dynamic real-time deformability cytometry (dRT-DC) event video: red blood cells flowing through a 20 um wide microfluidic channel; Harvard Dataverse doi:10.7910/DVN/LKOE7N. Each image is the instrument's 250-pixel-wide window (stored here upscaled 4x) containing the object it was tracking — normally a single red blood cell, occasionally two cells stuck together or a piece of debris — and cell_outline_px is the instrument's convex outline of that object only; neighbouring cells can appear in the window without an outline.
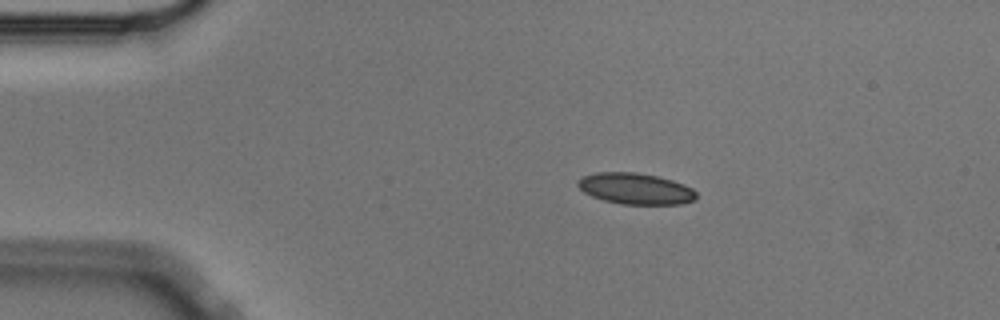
{"species": "Egyptian fruit bat (a non-hibernating species)", "species_latin": "Rousettus aegyptiacus", "temperature_condition": "cold", "stored_images_in_passage": 46, "camera_frame_rate_fps": 3000, "um_per_image_px": 0.085, "animal": {"sex": "male"}, "frame": {"image": 1, "passage_image": 1, "time_ms": 0.0, "image_size_px": [1000, 320], "cell_outline_px": [[696, 200], [680, 204], [620, 204], [604, 200], [592, 196], [584, 192], [576, 184], [576, 180], [580, 176], [596, 172], [636, 172], [656, 176], [672, 180], [684, 184], [692, 188], [696, 192]], "centroid_in_image_um": [53.99, 16.03], "position_along_channel_um": 31.0, "area_um2": 21.68}}
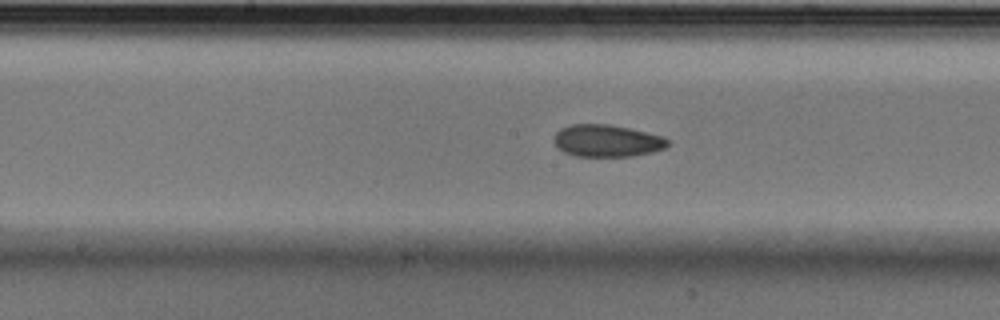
{"frame": {"image": 2, "passage_image": 19, "time_ms": 6.0, "image_size_px": [1000, 320], "cell_outline_px": [[668, 144], [664, 148], [652, 152], [632, 156], [572, 156], [556, 148], [556, 132], [560, 128], [572, 124], [608, 124], [628, 128], [664, 136], [668, 140]], "centroid_in_image_um": [51.58, 11.97], "position_along_channel_um": 196.6, "area_um2": 21.21}}
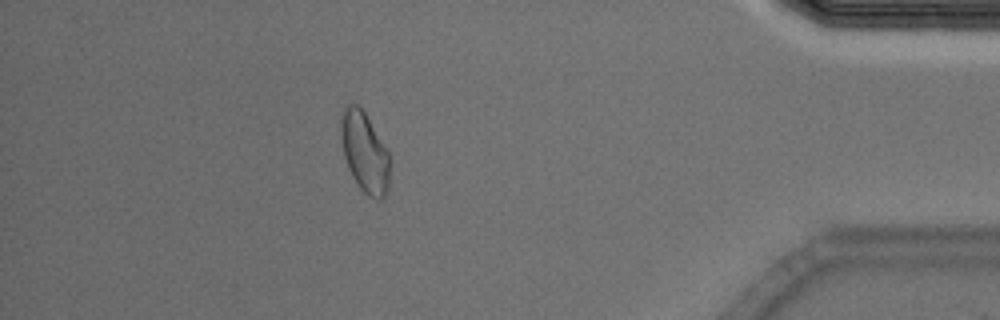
{"frame": {"image": 3, "passage_image": 40, "time_ms": 13.0, "image_size_px": [1000, 320], "cell_outline_px": [[388, 188], [384, 196], [380, 200], [376, 200], [368, 196], [360, 188], [352, 176], [348, 168], [344, 156], [340, 132], [340, 116], [344, 104], [356, 104], [364, 112], [388, 152]], "centroid_in_image_um": [30.95, 12.93], "position_along_channel_um": 404.3, "area_um2": 22.6}, "authors_computed_cell_mechanics": {"area_um2": 21.8195, "velocity_mm_per_s": 3.5788, "shape_relaxation_time_tau1_ms": 5.1745, "shape_relaxation_time_tau2_ms": 3.2013, "deformation_change_tau1": 0.0976, "deformation_change_tau2": 0.0721}}